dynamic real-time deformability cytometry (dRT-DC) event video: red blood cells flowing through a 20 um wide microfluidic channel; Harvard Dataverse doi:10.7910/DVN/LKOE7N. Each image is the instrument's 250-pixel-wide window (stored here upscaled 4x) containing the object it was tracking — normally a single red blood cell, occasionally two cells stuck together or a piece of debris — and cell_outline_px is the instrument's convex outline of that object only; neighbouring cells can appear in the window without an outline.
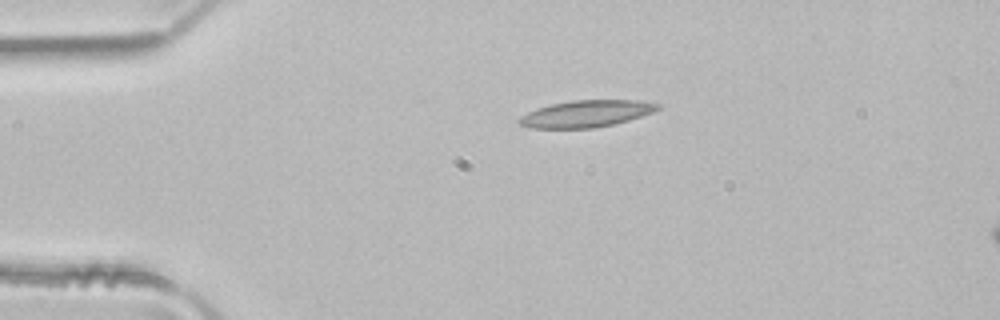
{"species": "common noctule bat (a hibernating species)", "species_latin": "Nyctalus noctula", "temperature_condition": "room temperature", "stored_images_in_passage": 3, "camera_frame_rate_fps": 3000, "um_per_image_px": 0.085, "animal": {"sex": "male", "body_mass_g": 21.5, "forearm_length_mm": 52.0}, "frame": {"image": 1, "passage_image": 1, "time_ms": 0.0, "image_size_px": [1000, 320], "cell_outline_px": [[660, 108], [652, 112], [628, 120], [612, 124], [592, 128], [532, 128], [520, 124], [516, 120], [520, 116], [536, 108], [552, 104], [572, 100], [636, 100], [660, 104]], "centroid_in_image_um": [49.79, 9.66], "position_along_channel_um": 35.2, "area_um2": 21.44}}